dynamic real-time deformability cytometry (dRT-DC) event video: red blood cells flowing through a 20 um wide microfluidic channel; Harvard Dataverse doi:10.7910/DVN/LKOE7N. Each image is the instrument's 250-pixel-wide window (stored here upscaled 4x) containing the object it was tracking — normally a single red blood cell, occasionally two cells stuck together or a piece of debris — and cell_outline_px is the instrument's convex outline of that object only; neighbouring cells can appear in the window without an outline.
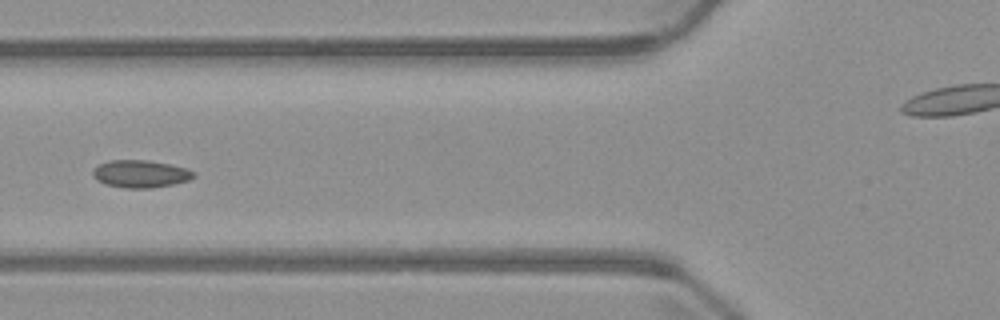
{"species": "common noctule bat (a hibernating species)", "species_latin": "Nyctalus noctula", "temperature_condition": "warm", "stored_images_in_passage": 6, "camera_frame_rate_fps": 3000, "um_per_image_px": 0.085, "animal": {"sex": "male", "body_mass_g": 23.1, "forearm_length_mm": 52.7}, "frame": {"image": 1, "passage_image": 6, "time_ms": 6.0, "image_size_px": [1000, 320], "cell_outline_px": [[196, 176], [188, 180], [172, 184], [152, 188], [124, 188], [104, 184], [96, 180], [92, 176], [92, 168], [96, 164], [108, 160], [148, 160], [188, 168], [196, 172]], "centroid_in_image_um": [11.89, 14.77], "position_along_channel_um": 113.9, "area_um2": 16.47}}